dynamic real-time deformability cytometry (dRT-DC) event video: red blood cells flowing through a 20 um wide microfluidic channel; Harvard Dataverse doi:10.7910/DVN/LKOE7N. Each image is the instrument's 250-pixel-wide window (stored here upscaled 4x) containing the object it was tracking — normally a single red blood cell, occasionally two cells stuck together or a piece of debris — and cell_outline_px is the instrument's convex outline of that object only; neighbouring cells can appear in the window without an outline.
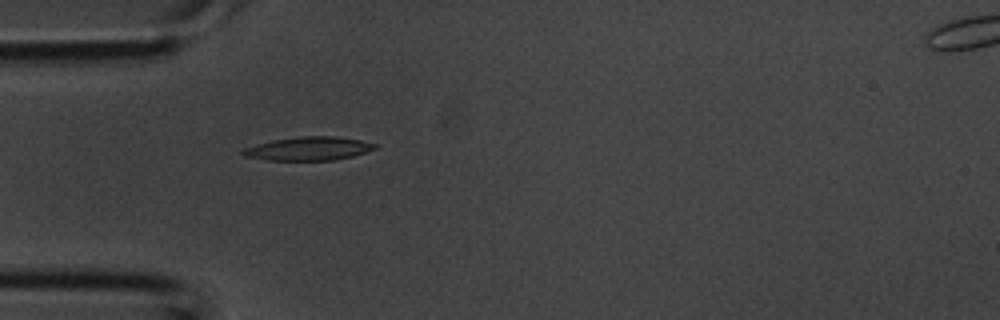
{"species": "common noctule bat (a hibernating species)", "species_latin": "Nyctalus noctula", "temperature_condition": "room temperature", "stored_images_in_passage": 32, "camera_frame_rate_fps": 3000, "um_per_image_px": 0.085, "animal": {"sex": "male", "body_mass_g": 20.1, "forearm_length_mm": 53.5}, "frame": {"image": 1, "passage_image": 5, "time_ms": 1.333, "image_size_px": [1000, 320], "cell_outline_px": [[376, 148], [352, 156], [336, 160], [268, 160], [244, 156], [240, 152], [244, 148], [256, 144], [272, 140], [300, 136], [336, 136], [360, 140], [376, 144]], "centroid_in_image_um": [26.2, 12.63], "position_along_channel_um": 58.8, "area_um2": 18.03}}
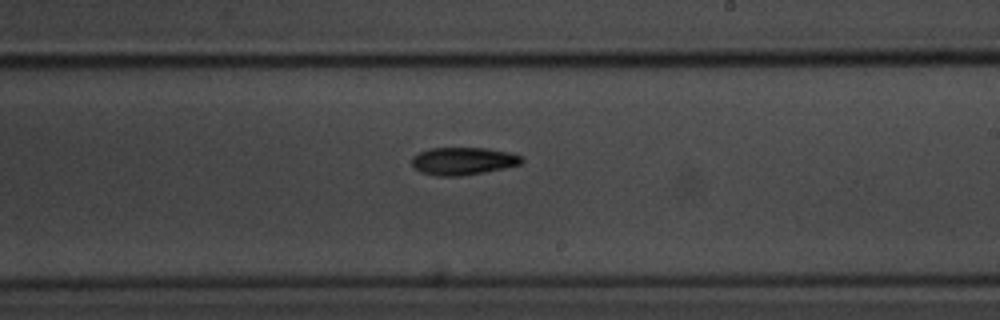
{"frame": {"image": 2, "passage_image": 16, "time_ms": 5.0, "image_size_px": [1000, 320], "cell_outline_px": [[524, 160], [520, 164], [504, 168], [484, 172], [460, 176], [436, 176], [420, 172], [412, 164], [412, 156], [420, 152], [432, 148], [488, 148], [508, 152], [520, 156]], "centroid_in_image_um": [39.35, 13.69], "position_along_channel_um": 249.7, "area_um2": 17.57}}
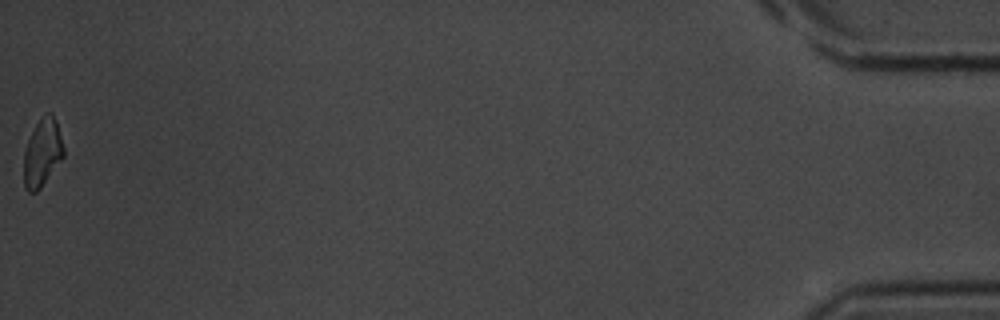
{"frame": {"image": 3, "passage_image": 32, "time_ms": 10.333, "image_size_px": [1000, 320], "cell_outline_px": [[64, 156], [40, 188], [36, 192], [28, 192], [24, 188], [24, 152], [28, 140], [36, 124], [44, 112], [52, 112], [56, 120], [64, 148]], "centroid_in_image_um": [3.6, 12.96], "position_along_channel_um": 431.6, "area_um2": 15.66}}